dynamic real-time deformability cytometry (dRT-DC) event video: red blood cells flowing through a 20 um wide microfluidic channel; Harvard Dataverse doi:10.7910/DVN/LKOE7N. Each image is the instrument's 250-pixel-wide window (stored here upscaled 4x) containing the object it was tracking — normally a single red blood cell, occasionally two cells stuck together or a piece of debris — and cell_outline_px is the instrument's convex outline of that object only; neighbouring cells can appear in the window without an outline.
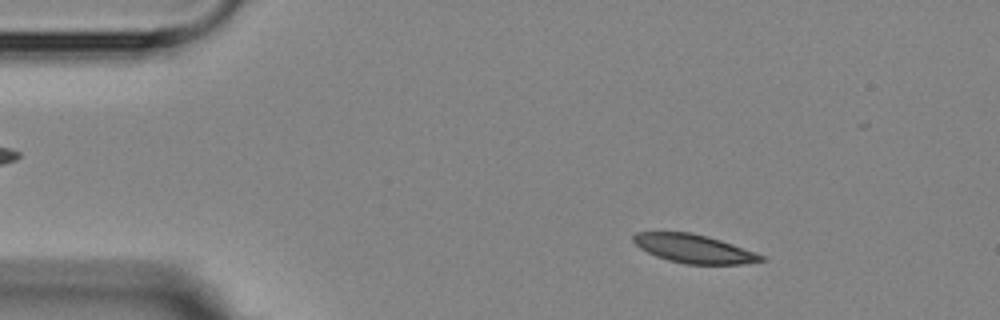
{"species": "Egyptian fruit bat (a non-hibernating species)", "species_latin": "Rousettus aegyptiacus", "temperature_condition": "room temperature", "stored_images_in_passage": 4, "camera_frame_rate_fps": 3000, "um_per_image_px": 0.085, "animal": {"sex": "female"}, "frame": {"image": 1, "passage_image": 2, "time_ms": 1.333, "image_size_px": [1000, 320], "cell_outline_px": [[768, 260], [740, 264], [684, 264], [668, 260], [656, 256], [640, 248], [632, 240], [632, 236], [636, 232], [692, 232], [708, 236], [756, 252], [764, 256]], "centroid_in_image_um": [58.99, 21.14], "position_along_channel_um": 26.0, "area_um2": 21.27}}